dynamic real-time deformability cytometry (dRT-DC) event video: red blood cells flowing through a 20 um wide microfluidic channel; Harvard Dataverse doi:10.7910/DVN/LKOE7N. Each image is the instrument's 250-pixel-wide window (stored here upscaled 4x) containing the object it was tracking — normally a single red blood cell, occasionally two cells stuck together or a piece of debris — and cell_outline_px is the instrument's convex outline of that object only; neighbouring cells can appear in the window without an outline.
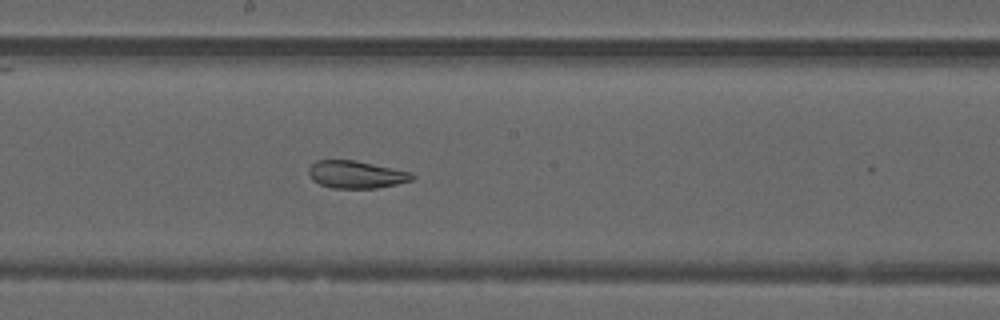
{"species": "common noctule bat (a hibernating species)", "species_latin": "Nyctalus noctula", "temperature_condition": "warm", "stored_images_in_passage": 27, "camera_frame_rate_fps": 3000, "um_per_image_px": 0.085, "animal": {"sex": "male", "forearm_length_mm": 52.5}, "frame": {"image": 1, "passage_image": 26, "time_ms": 8.333, "image_size_px": [1000, 320], "cell_outline_px": [[416, 176], [412, 180], [396, 184], [376, 188], [332, 188], [320, 184], [312, 180], [308, 176], [308, 168], [316, 160], [356, 160], [412, 172]], "centroid_in_image_um": [30.26, 14.83], "position_along_channel_um": 217.9, "area_um2": 16.7}}